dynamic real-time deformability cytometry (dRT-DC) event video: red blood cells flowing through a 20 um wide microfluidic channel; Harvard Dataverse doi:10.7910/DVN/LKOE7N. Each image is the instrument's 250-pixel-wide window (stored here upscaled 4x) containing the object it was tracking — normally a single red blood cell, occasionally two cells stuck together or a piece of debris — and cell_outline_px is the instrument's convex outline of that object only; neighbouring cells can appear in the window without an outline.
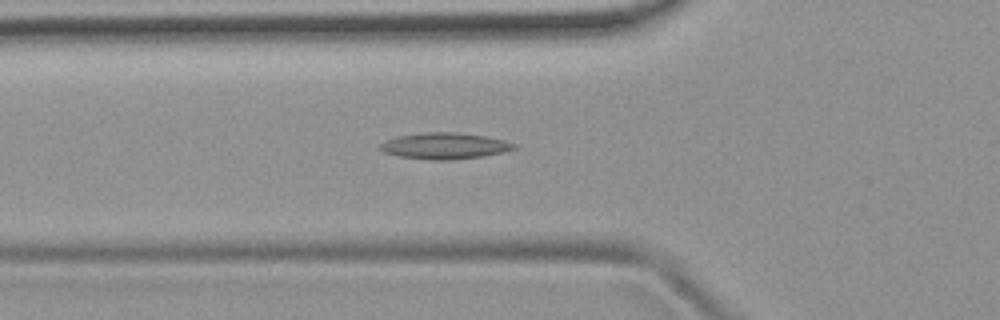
{"species": "common noctule bat (a hibernating species)", "species_latin": "Nyctalus noctula", "temperature_condition": "room temperature", "stored_images_in_passage": 29, "camera_frame_rate_fps": 3000, "um_per_image_px": 0.085, "animal": {"sex": "female", "body_mass_g": 19.9}, "frame": {"image": 1, "passage_image": 7, "time_ms": 2.0, "image_size_px": [1000, 320], "cell_outline_px": [[516, 148], [504, 152], [484, 156], [448, 160], [432, 160], [400, 156], [384, 152], [376, 148], [384, 140], [396, 136], [420, 132], [456, 132], [484, 136], [504, 140], [516, 144]], "centroid_in_image_um": [37.75, 12.39], "position_along_channel_um": 88.1, "area_um2": 20.63}}
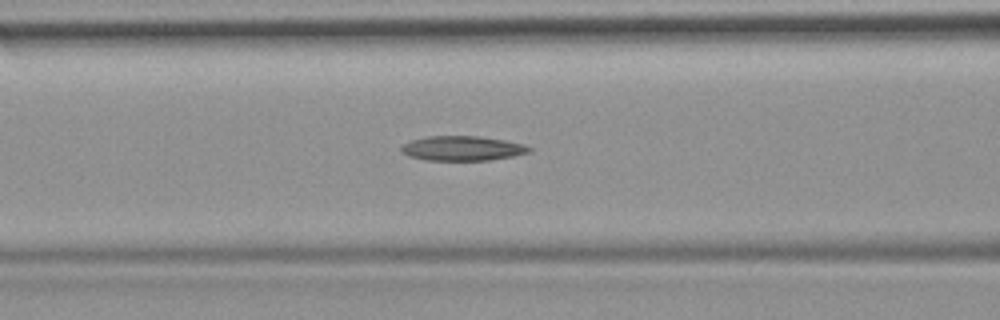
{"frame": {"image": 2, "passage_image": 10, "time_ms": 3.0, "image_size_px": [1000, 320], "cell_outline_px": [[532, 152], [512, 156], [488, 160], [424, 160], [408, 156], [400, 152], [400, 148], [404, 144], [412, 140], [428, 136], [480, 136], [504, 140], [524, 144], [532, 148]], "centroid_in_image_um": [39.3, 12.61], "position_along_channel_um": 127.3, "area_um2": 18.44}}
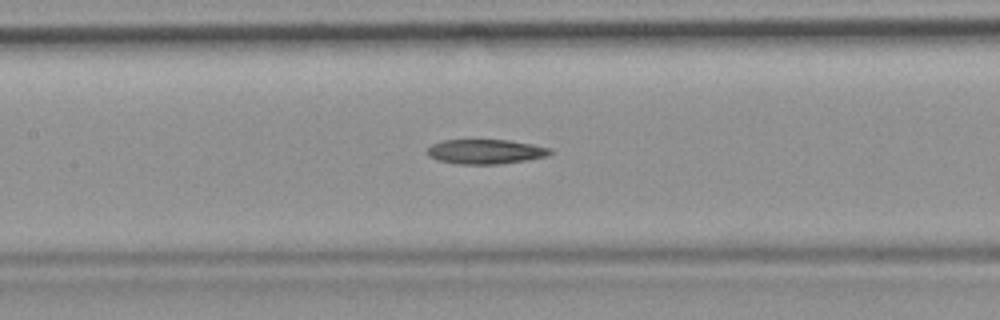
{"frame": {"image": 3, "passage_image": 13, "time_ms": 4.0, "image_size_px": [1000, 320], "cell_outline_px": [[556, 152], [548, 156], [528, 160], [500, 164], [456, 164], [436, 160], [428, 156], [428, 148], [432, 144], [440, 140], [508, 140], [532, 144], [552, 148]], "centroid_in_image_um": [41.31, 12.89], "position_along_channel_um": 166.1, "area_um2": 17.92}}